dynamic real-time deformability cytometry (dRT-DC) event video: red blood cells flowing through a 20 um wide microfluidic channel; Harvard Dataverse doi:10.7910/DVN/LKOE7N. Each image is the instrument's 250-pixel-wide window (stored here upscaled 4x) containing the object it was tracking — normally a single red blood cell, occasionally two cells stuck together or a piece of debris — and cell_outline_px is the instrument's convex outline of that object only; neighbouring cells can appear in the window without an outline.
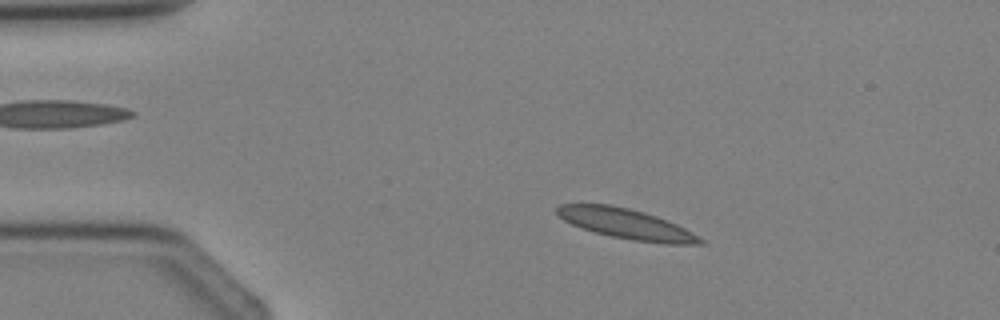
{"species": "Egyptian fruit bat (a non-hibernating species)", "species_latin": "Rousettus aegyptiacus", "temperature_condition": "cold", "stored_images_in_passage": 3, "segment_of_instrument_passage": [1, 2], "camera_frame_rate_fps": 3000, "um_per_image_px": 0.085, "animal": {"sex": "female"}, "frame": {"image": 1, "passage_image": 1, "time_ms": 0.0, "image_size_px": [1000, 320], "cell_outline_px": [[704, 244], [668, 244], [632, 240], [612, 236], [596, 232], [572, 224], [564, 220], [556, 212], [556, 208], [560, 204], [608, 204], [628, 208], [644, 212], [668, 220], [692, 232], [704, 240]], "centroid_in_image_um": [53.26, 19.02], "position_along_channel_um": 31.7, "area_um2": 24.85}}